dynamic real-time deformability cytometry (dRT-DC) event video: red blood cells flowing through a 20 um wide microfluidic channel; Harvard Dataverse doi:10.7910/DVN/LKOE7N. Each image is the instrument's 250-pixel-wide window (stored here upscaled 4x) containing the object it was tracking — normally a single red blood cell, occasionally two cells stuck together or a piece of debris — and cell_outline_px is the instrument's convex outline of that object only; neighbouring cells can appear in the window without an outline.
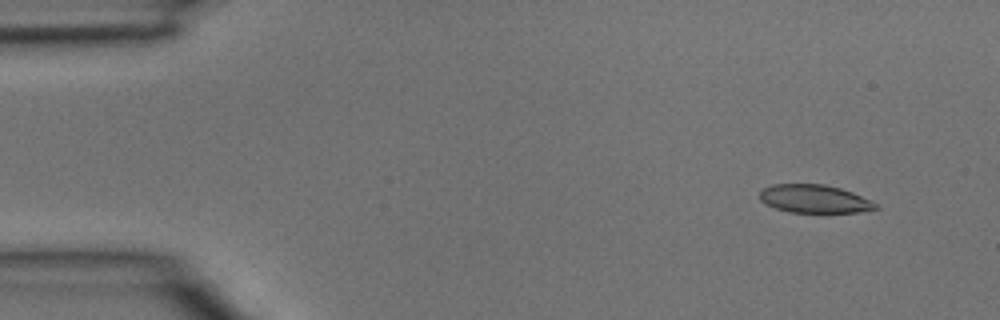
{"species": "common noctule bat (a hibernating species)", "species_latin": "Nyctalus noctula", "temperature_condition": "room temperature", "stored_images_in_passage": 4, "camera_frame_rate_fps": 3000, "um_per_image_px": 0.085, "animal": {"sex": "male", "body_mass_g": 15.6}, "frame": {"image": 1, "passage_image": 1, "time_ms": 0.0, "image_size_px": [1000, 320], "cell_outline_px": [[880, 208], [856, 212], [788, 212], [764, 204], [760, 200], [760, 192], [764, 188], [772, 184], [824, 184], [840, 188], [852, 192], [876, 204]], "centroid_in_image_um": [69.17, 16.9], "position_along_channel_um": 15.8, "area_um2": 18.84}}
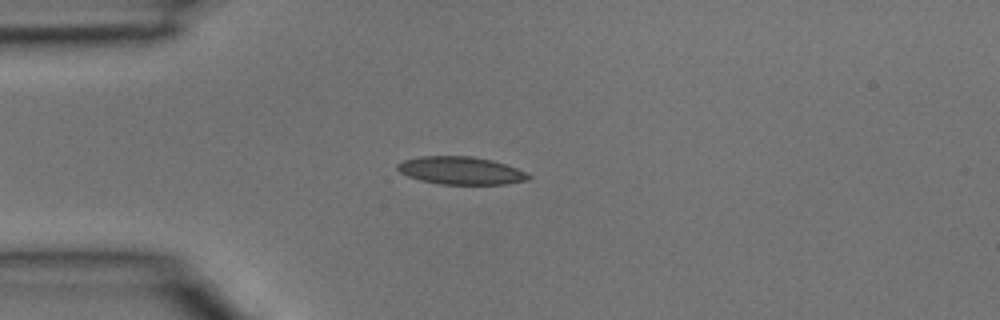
{"frame": {"image": 2, "passage_image": 3, "time_ms": 0.667, "image_size_px": [1000, 320], "cell_outline_px": [[532, 176], [528, 180], [504, 184], [440, 184], [420, 180], [408, 176], [400, 172], [396, 168], [396, 164], [404, 160], [420, 156], [472, 156], [492, 160], [516, 168]], "centroid_in_image_um": [39.14, 14.49], "position_along_channel_um": 45.9, "area_um2": 21.1}}
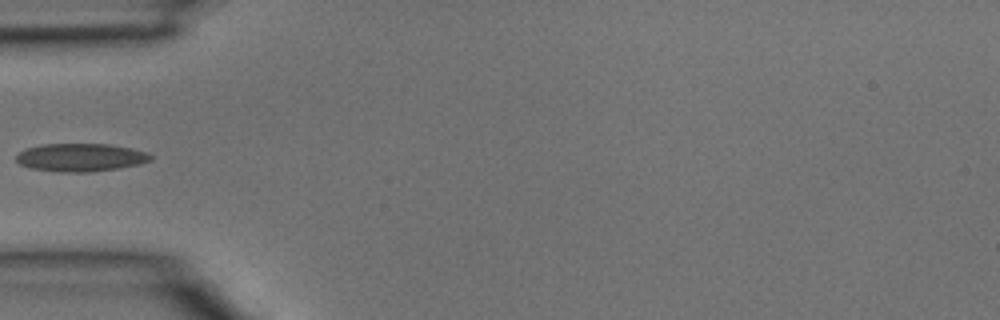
{"frame": {"image": 3, "passage_image": 4, "time_ms": 1.0, "image_size_px": [1000, 320], "cell_outline_px": [[152, 160], [120, 168], [92, 172], [60, 172], [32, 168], [20, 164], [16, 160], [16, 156], [20, 152], [28, 148], [40, 144], [108, 144], [132, 148], [148, 152], [152, 156]], "centroid_in_image_um": [6.87, 13.38], "position_along_channel_um": 78.1, "area_um2": 21.91}}